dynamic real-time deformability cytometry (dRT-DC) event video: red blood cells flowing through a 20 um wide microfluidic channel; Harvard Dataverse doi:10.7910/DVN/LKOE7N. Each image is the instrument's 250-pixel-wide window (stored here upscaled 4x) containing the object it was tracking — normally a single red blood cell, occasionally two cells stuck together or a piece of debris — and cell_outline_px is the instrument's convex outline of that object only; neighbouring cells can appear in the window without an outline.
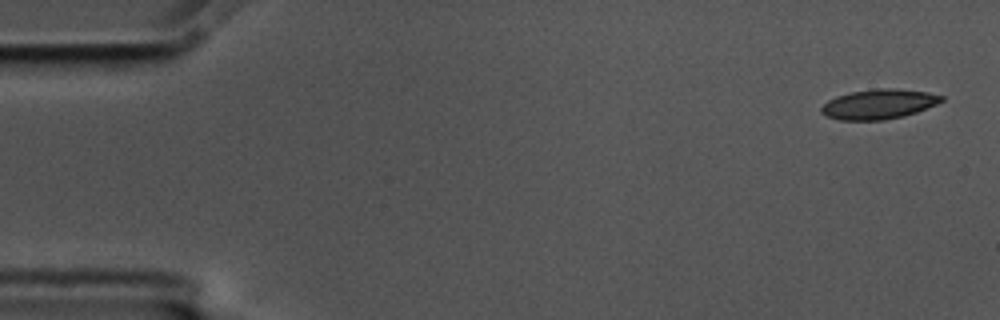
{"species": "common noctule bat (a hibernating species)", "species_latin": "Nyctalus noctula", "temperature_condition": "cold", "stored_images_in_passage": 5, "camera_frame_rate_fps": 3000, "um_per_image_px": 0.085, "animal": {"sex": "male", "body_mass_g": 17.5, "forearm_length_mm": 52.3}, "frame": {"image": 1, "passage_image": 1, "time_ms": 0.0, "image_size_px": [1000, 320], "cell_outline_px": [[944, 100], [936, 104], [916, 112], [904, 116], [884, 120], [840, 120], [828, 116], [820, 112], [820, 108], [828, 100], [836, 96], [852, 92], [876, 88], [896, 88], [928, 92], [944, 96]], "centroid_in_image_um": [74.7, 8.84], "position_along_channel_um": 10.3, "area_um2": 20.87}}
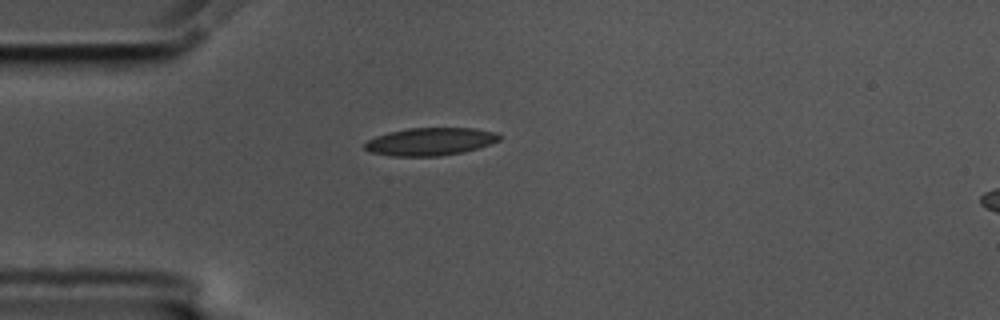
{"frame": {"image": 2, "passage_image": 5, "time_ms": 1.333, "image_size_px": [1000, 320], "cell_outline_px": [[500, 140], [464, 152], [440, 156], [392, 156], [368, 152], [364, 148], [364, 144], [368, 140], [376, 136], [388, 132], [408, 128], [476, 128], [496, 132], [500, 136]], "centroid_in_image_um": [36.54, 12.03], "position_along_channel_um": 48.5, "area_um2": 21.79}}